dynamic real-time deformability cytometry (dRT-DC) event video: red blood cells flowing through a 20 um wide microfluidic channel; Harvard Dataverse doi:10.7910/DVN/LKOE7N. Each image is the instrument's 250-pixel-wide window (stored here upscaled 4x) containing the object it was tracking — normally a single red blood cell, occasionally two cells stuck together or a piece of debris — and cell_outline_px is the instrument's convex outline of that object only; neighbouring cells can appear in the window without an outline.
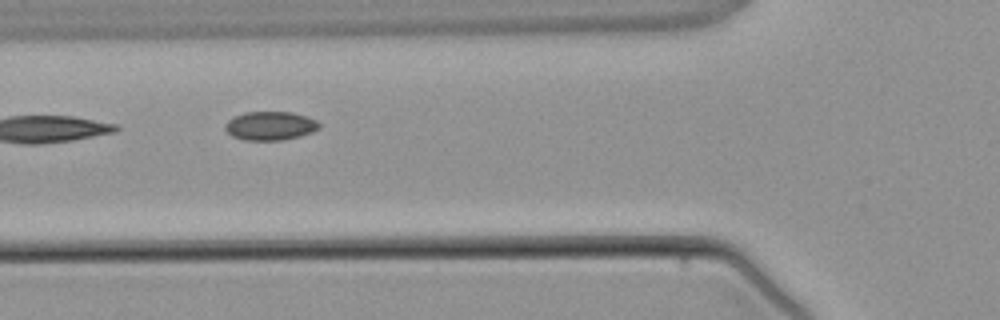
{"species": "common noctule bat (a hibernating species)", "species_latin": "Nyctalus noctula", "temperature_condition": "warm", "stored_images_in_passage": 4, "segment_of_instrument_passage": [2, 2], "camera_frame_rate_fps": 3000, "um_per_image_px": 0.085, "animal": {"sex": "male", "body_mass_g": 21.5, "forearm_length_mm": 52.0}, "frame": {"image": 1, "passage_image": 4, "time_ms": 3.667, "image_size_px": [1000, 320], "cell_outline_px": [[320, 128], [312, 132], [300, 136], [284, 140], [244, 140], [232, 136], [224, 128], [224, 124], [228, 120], [244, 112], [292, 112], [308, 116], [316, 120], [320, 124]], "centroid_in_image_um": [22.98, 10.69], "position_along_channel_um": 102.8, "area_um2": 15.84}}